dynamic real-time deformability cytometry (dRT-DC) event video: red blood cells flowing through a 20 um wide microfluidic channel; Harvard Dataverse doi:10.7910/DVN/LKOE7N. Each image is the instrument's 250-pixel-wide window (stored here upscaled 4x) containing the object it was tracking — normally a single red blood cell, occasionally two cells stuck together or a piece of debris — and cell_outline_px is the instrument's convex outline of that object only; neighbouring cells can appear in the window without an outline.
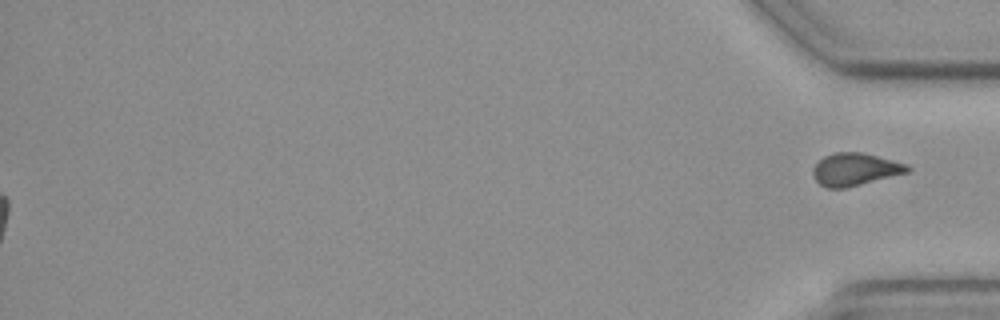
{"species": "common noctule bat (a hibernating species)", "species_latin": "Nyctalus noctula", "temperature_condition": "cold", "stored_images_in_passage": 59, "segment_of_instrument_passage": [2, 2], "camera_frame_rate_fps": 3000, "um_per_image_px": 0.085, "animal": {"sex": "female", "body_mass_g": 19.3, "forearm_length_mm": 54.1}, "frame": {"image": 1, "passage_image": 59, "time_ms": 19.333, "image_size_px": [1000, 320], "cell_outline_px": [[912, 168], [908, 172], [844, 188], [824, 188], [812, 176], [812, 168], [824, 156], [832, 152], [864, 152], [908, 164]], "centroid_in_image_um": [72.66, 14.38], "position_along_channel_um": 362.5, "area_um2": 17.98}}